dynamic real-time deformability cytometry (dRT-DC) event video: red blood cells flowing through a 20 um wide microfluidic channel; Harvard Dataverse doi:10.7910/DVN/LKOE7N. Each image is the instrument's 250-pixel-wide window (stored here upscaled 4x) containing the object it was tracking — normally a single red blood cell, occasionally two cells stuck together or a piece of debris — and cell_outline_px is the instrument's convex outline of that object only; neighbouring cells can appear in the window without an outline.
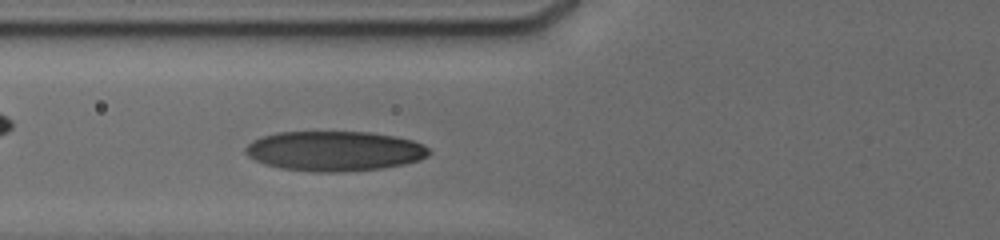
{"species": "human", "species_latin": "Homo sapiens", "temperature_condition": "cold", "stored_images_in_passage": 24, "camera_frame_rate_fps": 3000, "um_per_image_px": 0.085, "donor": {"sex": "male"}, "frame": {"image": 1, "passage_image": 20, "time_ms": 3.333, "image_size_px": [1000, 240], "cell_outline_px": [[432, 152], [428, 156], [420, 160], [404, 164], [380, 168], [344, 172], [312, 172], [280, 168], [264, 164], [248, 156], [244, 152], [244, 148], [252, 140], [264, 136], [280, 132], [368, 132], [396, 136], [412, 140], [424, 144]], "centroid_in_image_um": [28.44, 12.84], "position_along_channel_um": 97.4, "area_um2": 42.89}}